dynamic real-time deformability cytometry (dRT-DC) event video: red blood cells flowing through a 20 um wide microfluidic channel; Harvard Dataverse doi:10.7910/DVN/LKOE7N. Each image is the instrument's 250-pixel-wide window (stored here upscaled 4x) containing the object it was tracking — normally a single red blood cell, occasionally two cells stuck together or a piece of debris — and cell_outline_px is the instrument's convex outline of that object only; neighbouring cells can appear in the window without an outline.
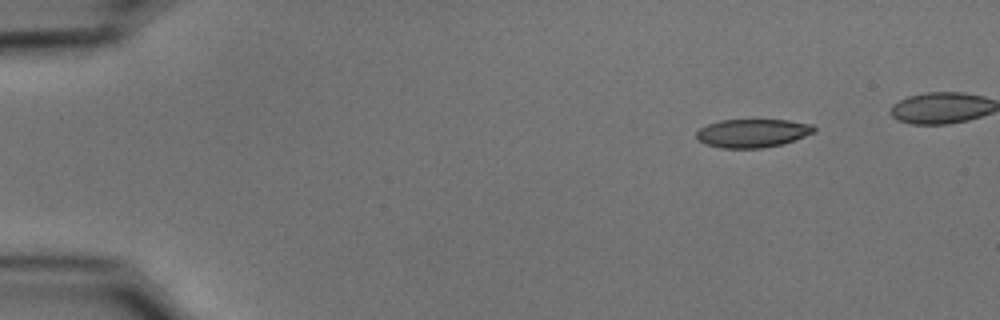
{"species": "common noctule bat (a hibernating species)", "species_latin": "Nyctalus noctula", "temperature_condition": "cold", "stored_images_in_passage": 44, "camera_frame_rate_fps": 3000, "um_per_image_px": 0.085, "animal": {"sex": "male", "body_mass_g": 15.6}, "frame": {"image": 1, "passage_image": 2, "time_ms": 0.333, "image_size_px": [1000, 320], "cell_outline_px": [[816, 132], [780, 144], [760, 148], [720, 148], [704, 144], [696, 136], [696, 132], [700, 128], [708, 124], [720, 120], [788, 120], [812, 124], [816, 128]], "centroid_in_image_um": [63.95, 11.31], "position_along_channel_um": 21.1, "area_um2": 19.36}}
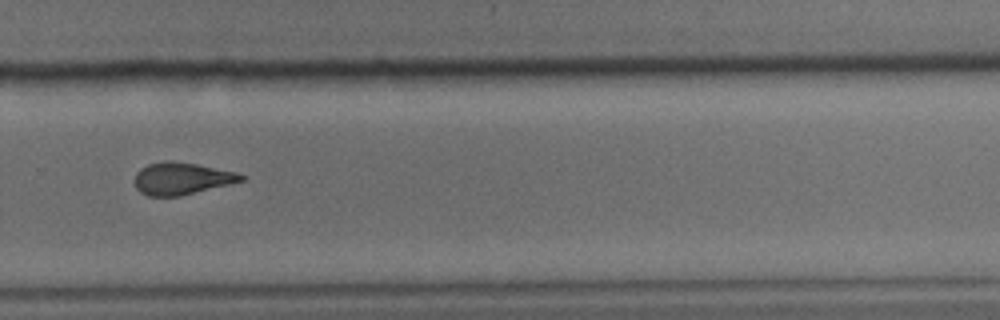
{"frame": {"image": 2, "passage_image": 33, "time_ms": 10.667, "image_size_px": [1000, 320], "cell_outline_px": [[244, 180], [180, 196], [148, 196], [140, 192], [136, 188], [132, 180], [136, 172], [140, 168], [148, 164], [168, 160], [196, 164], [236, 172], [244, 176]], "centroid_in_image_um": [15.36, 15.17], "position_along_channel_um": 314.4, "area_um2": 19.88}}
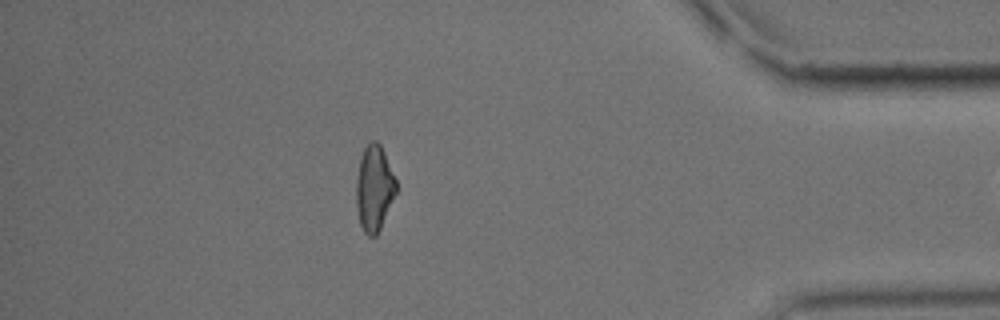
{"frame": {"image": 3, "passage_image": 43, "time_ms": 14.0, "image_size_px": [1000, 320], "cell_outline_px": [[396, 192], [380, 228], [376, 236], [368, 236], [364, 232], [360, 224], [356, 204], [356, 180], [360, 160], [364, 148], [372, 140], [376, 140], [380, 144], [384, 152], [396, 180]], "centroid_in_image_um": [31.79, 16.0], "position_along_channel_um": 403.4, "area_um2": 19.65}}